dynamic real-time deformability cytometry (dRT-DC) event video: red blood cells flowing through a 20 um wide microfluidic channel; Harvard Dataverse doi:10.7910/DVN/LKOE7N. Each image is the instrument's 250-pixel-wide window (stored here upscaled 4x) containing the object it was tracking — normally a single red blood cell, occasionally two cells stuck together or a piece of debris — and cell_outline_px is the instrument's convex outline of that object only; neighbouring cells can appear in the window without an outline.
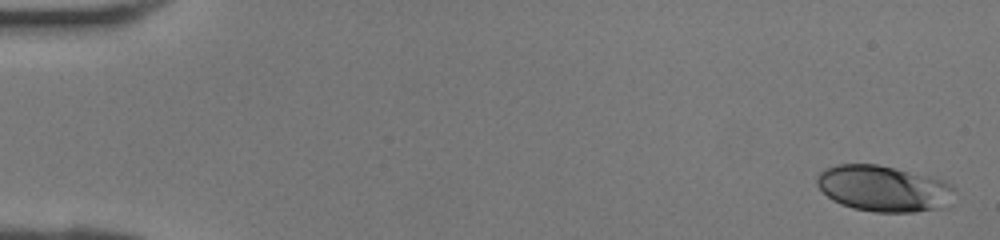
{"species": "human", "species_latin": "Homo sapiens", "temperature_condition": "room temperature", "stored_images_in_passage": 9, "camera_frame_rate_fps": 3000, "um_per_image_px": 0.085, "donor": {"sex": "female"}, "frame": {"image": 1, "passage_image": 1, "time_ms": 0.0, "image_size_px": [1000, 240], "cell_outline_px": [[952, 188], [944, 208], [916, 212], [872, 212], [852, 208], [840, 204], [832, 200], [816, 184], [816, 176], [824, 168], [836, 164], [876, 164], [896, 168], [932, 176], [944, 180], [952, 184]], "centroid_in_image_um": [75.05, 16.01], "position_along_channel_um": 10.0, "area_um2": 36.99}}